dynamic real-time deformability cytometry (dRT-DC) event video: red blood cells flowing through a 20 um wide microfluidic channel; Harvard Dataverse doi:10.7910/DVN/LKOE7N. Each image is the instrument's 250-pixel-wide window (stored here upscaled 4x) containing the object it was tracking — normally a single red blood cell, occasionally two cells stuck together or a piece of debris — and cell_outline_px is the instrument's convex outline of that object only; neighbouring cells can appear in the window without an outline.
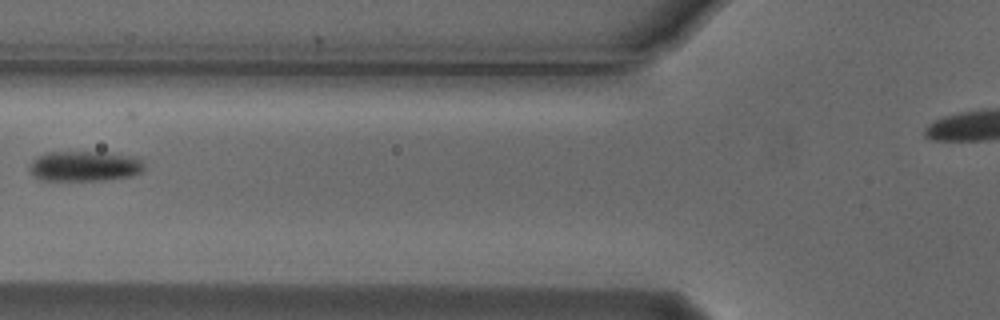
{"species": "Egyptian fruit bat (a non-hibernating species)", "species_latin": "Rousettus aegyptiacus", "temperature_condition": "cold", "stored_images_in_passage": 3, "camera_frame_rate_fps": 3000, "um_per_image_px": 0.085, "animal": {"sex": "male"}, "frame": {"image": 1, "passage_image": 2, "time_ms": 0.333, "image_size_px": [1000, 320], "cell_outline_px": [[144, 168], [140, 172], [128, 176], [104, 180], [40, 180], [32, 172], [32, 160], [48, 152], [108, 152], [140, 156], [144, 160]], "centroid_in_image_um": [7.3, 14.1], "position_along_channel_um": 118.5, "area_um2": 20.17}}